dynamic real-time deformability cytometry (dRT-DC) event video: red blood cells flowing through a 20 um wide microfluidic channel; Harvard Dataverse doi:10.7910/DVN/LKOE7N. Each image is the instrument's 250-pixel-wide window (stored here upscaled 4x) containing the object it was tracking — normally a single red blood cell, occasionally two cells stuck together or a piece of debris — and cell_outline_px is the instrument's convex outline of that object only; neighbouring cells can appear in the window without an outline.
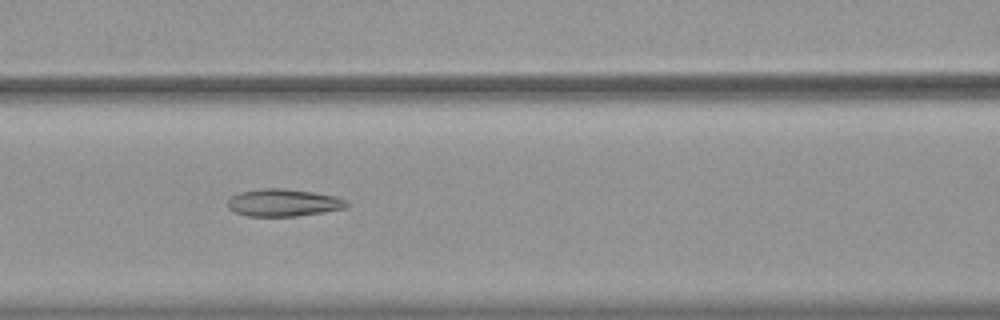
{"species": "common noctule bat (a hibernating species)", "species_latin": "Nyctalus noctula", "temperature_condition": "warm", "stored_images_in_passage": 40, "camera_frame_rate_fps": 3000, "um_per_image_px": 0.085, "animal": {"sex": "female", "body_mass_g": 19.9}, "frame": {"image": 1, "passage_image": 10, "time_ms": 3.0, "image_size_px": [1000, 320], "cell_outline_px": [[352, 204], [344, 208], [324, 212], [296, 216], [244, 216], [228, 208], [228, 200], [232, 196], [240, 192], [260, 188], [284, 188], [312, 192], [336, 196], [348, 200]], "centroid_in_image_um": [24.12, 17.22], "position_along_channel_um": 142.5, "area_um2": 19.13}}
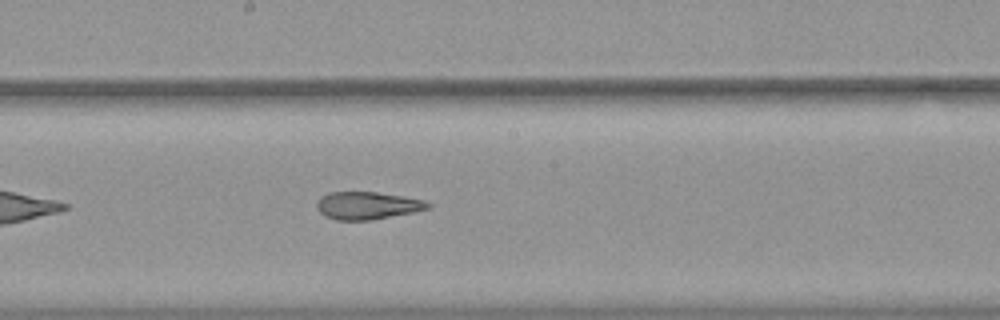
{"frame": {"image": 2, "passage_image": 16, "time_ms": 5.0, "image_size_px": [1000, 320], "cell_outline_px": [[432, 208], [372, 220], [336, 220], [324, 216], [316, 208], [316, 200], [320, 196], [328, 192], [376, 192], [404, 196], [424, 200], [432, 204]], "centroid_in_image_um": [31.2, 17.46], "position_along_channel_um": 217.0, "area_um2": 18.09}}
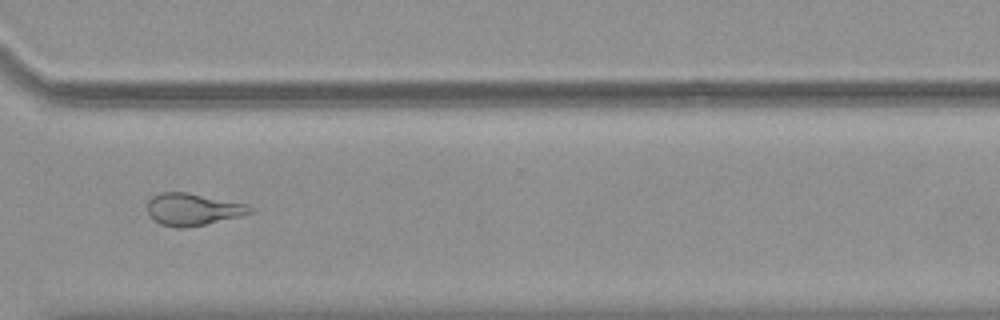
{"frame": {"image": 3, "passage_image": 27, "time_ms": 8.667, "image_size_px": [1000, 320], "cell_outline_px": [[252, 212], [240, 216], [188, 228], [176, 228], [160, 224], [152, 220], [148, 216], [148, 200], [152, 196], [160, 192], [188, 192], [244, 204], [252, 208]], "centroid_in_image_um": [16.31, 17.8], "position_along_channel_um": 354.3, "area_um2": 19.19}, "authors_computed_cell_mechanics": {"area_um2": 19.652, "velocity_mm_per_s": 3.7424, "shape_relaxation_time_tau1_ms": null, "shape_relaxation_time_tau2_ms": 2.8616, "deformation_change_tau1": null, "deformation_change_tau2": 0.1256}}